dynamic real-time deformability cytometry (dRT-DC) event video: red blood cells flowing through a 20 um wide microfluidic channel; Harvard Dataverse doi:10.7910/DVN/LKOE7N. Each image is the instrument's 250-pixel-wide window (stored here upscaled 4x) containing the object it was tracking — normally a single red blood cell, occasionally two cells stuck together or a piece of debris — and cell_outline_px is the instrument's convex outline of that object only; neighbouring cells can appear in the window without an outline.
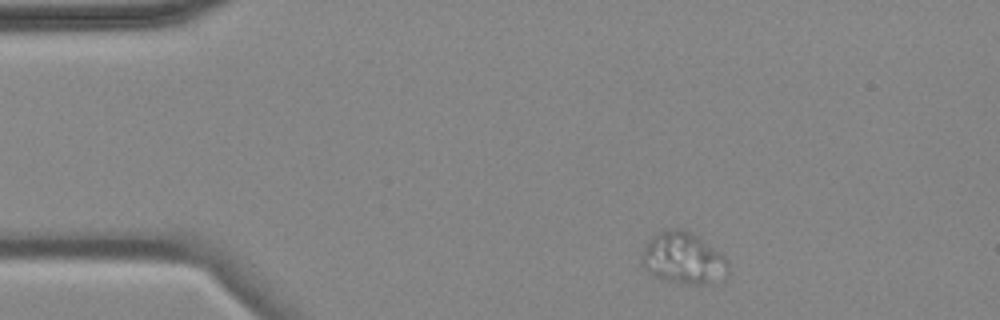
{"species": "common noctule bat (a hibernating species)", "species_latin": "Nyctalus noctula", "temperature_condition": "cold", "stored_images_in_passage": 13, "camera_frame_rate_fps": 3000, "um_per_image_px": 0.085, "animal": {"sex": "female", "body_mass_g": 18.4}, "frame": {"image": 1, "passage_image": 1, "time_ms": 0.0, "image_size_px": [1000, 320], "cell_outline_px": [[728, 272], [704, 284], [688, 284], [668, 280], [656, 276], [648, 272], [640, 264], [640, 256], [648, 240], [656, 232], [668, 228], [680, 228], [696, 236], [720, 252], [728, 260]], "centroid_in_image_um": [58.0, 21.91], "position_along_channel_um": 27.0, "area_um2": 25.61}}
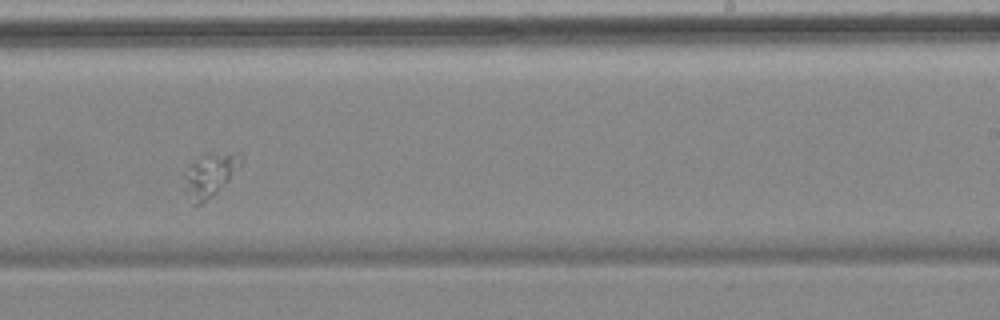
{"frame": {"image": 2, "passage_image": 8, "time_ms": 9.0, "image_size_px": [1000, 320], "cell_outline_px": [[244, 160], [228, 180], [212, 196], [200, 204], [192, 204], [184, 192], [180, 176], [188, 164], [208, 152], [228, 152], [240, 156]], "centroid_in_image_um": [17.72, 14.87], "position_along_channel_um": 271.3, "area_um2": 14.74}}
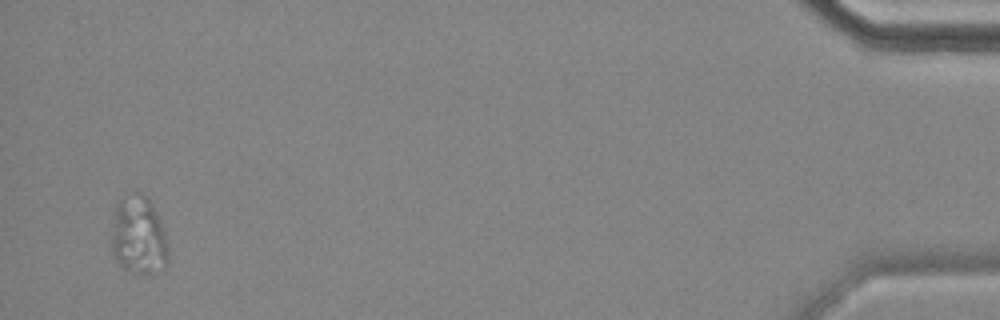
{"frame": {"image": 3, "passage_image": 13, "time_ms": 16.0, "image_size_px": [1000, 320], "cell_outline_px": [[168, 264], [164, 268], [152, 272], [132, 272], [124, 268], [112, 256], [112, 236], [116, 204], [120, 200], [132, 192], [140, 192], [152, 204], [164, 228], [168, 248]], "centroid_in_image_um": [11.8, 20.03], "position_along_channel_um": 423.4, "area_um2": 25.66}}